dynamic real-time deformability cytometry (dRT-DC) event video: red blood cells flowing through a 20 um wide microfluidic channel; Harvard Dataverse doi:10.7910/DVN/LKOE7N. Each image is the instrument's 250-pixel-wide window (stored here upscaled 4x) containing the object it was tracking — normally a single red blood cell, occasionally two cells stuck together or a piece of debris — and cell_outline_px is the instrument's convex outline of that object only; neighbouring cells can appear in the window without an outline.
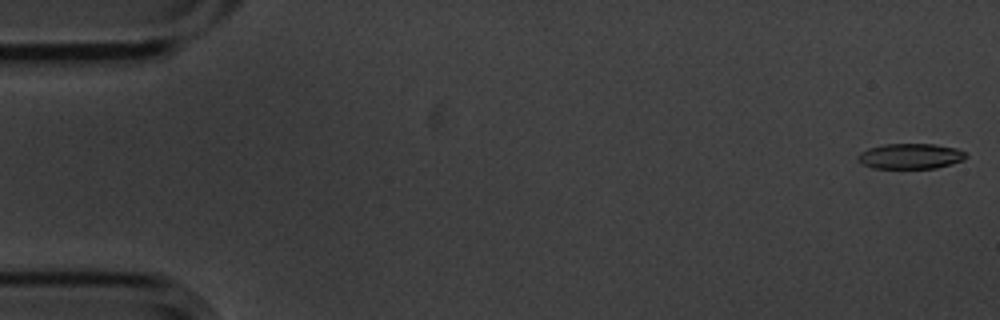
{"species": "common noctule bat (a hibernating species)", "species_latin": "Nyctalus noctula", "temperature_condition": "cold", "stored_images_in_passage": 8, "camera_frame_rate_fps": 3000, "um_per_image_px": 0.085, "animal": {"sex": "male", "body_mass_g": 20.1, "forearm_length_mm": 53.5}, "frame": {"image": 1, "passage_image": 1, "time_ms": 0.0, "image_size_px": [1000, 320], "cell_outline_px": [[968, 156], [964, 160], [952, 164], [936, 168], [872, 168], [864, 164], [856, 156], [860, 152], [868, 148], [884, 144], [936, 144], [956, 148], [968, 152]], "centroid_in_image_um": [77.45, 13.27], "position_along_channel_um": 7.6, "area_um2": 16.13}}
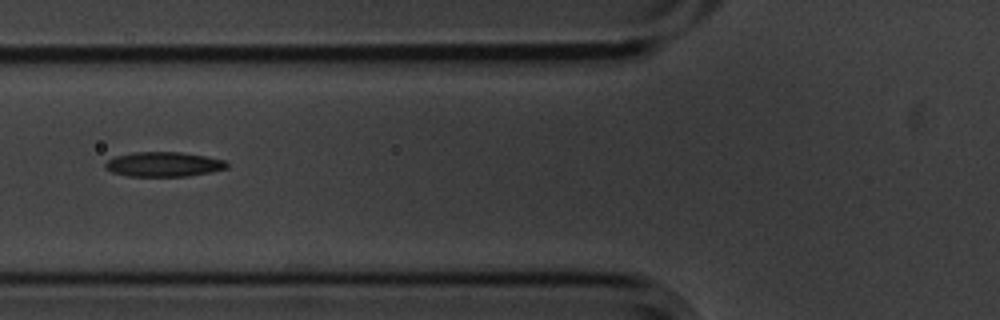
{"frame": {"image": 2, "passage_image": 6, "time_ms": 1.667, "image_size_px": [1000, 320], "cell_outline_px": [[228, 168], [188, 176], [128, 176], [112, 172], [104, 168], [104, 164], [108, 160], [116, 156], [132, 152], [180, 152], [204, 156], [224, 160], [228, 164]], "centroid_in_image_um": [13.87, 13.96], "position_along_channel_um": 111.9, "area_um2": 17.4}}
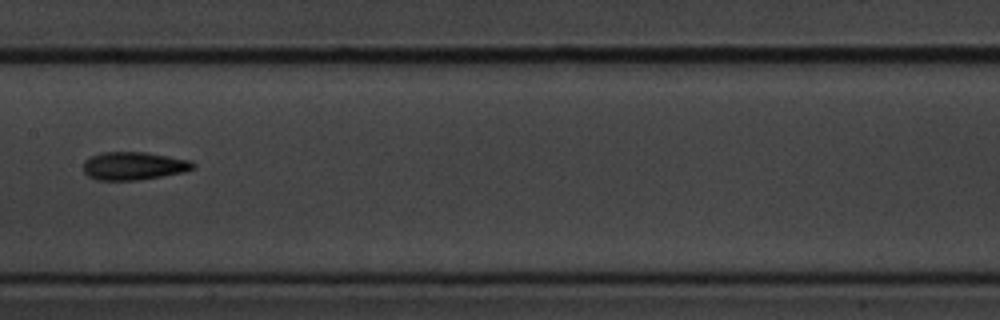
{"frame": {"image": 3, "passage_image": 8, "time_ms": 2.333, "image_size_px": [1000, 320], "cell_outline_px": [[196, 168], [184, 172], [140, 180], [96, 180], [88, 176], [84, 172], [84, 160], [100, 152], [148, 152], [192, 160], [196, 164]], "centroid_in_image_um": [11.41, 14.09], "position_along_channel_um": 196.0, "area_um2": 18.21}}